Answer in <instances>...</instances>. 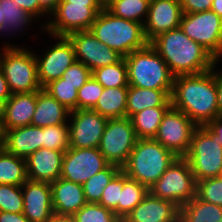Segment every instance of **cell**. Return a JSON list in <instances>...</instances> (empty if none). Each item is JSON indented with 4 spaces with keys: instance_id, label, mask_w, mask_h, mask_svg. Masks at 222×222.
I'll list each match as a JSON object with an SVG mask.
<instances>
[{
    "instance_id": "30",
    "label": "cell",
    "mask_w": 222,
    "mask_h": 222,
    "mask_svg": "<svg viewBox=\"0 0 222 222\" xmlns=\"http://www.w3.org/2000/svg\"><path fill=\"white\" fill-rule=\"evenodd\" d=\"M27 178L26 159L0 150V184L22 186Z\"/></svg>"
},
{
    "instance_id": "15",
    "label": "cell",
    "mask_w": 222,
    "mask_h": 222,
    "mask_svg": "<svg viewBox=\"0 0 222 222\" xmlns=\"http://www.w3.org/2000/svg\"><path fill=\"white\" fill-rule=\"evenodd\" d=\"M70 147L98 148L108 119L92 109L70 111Z\"/></svg>"
},
{
    "instance_id": "50",
    "label": "cell",
    "mask_w": 222,
    "mask_h": 222,
    "mask_svg": "<svg viewBox=\"0 0 222 222\" xmlns=\"http://www.w3.org/2000/svg\"><path fill=\"white\" fill-rule=\"evenodd\" d=\"M59 2H68L72 4H86V6H102L98 0H60Z\"/></svg>"
},
{
    "instance_id": "25",
    "label": "cell",
    "mask_w": 222,
    "mask_h": 222,
    "mask_svg": "<svg viewBox=\"0 0 222 222\" xmlns=\"http://www.w3.org/2000/svg\"><path fill=\"white\" fill-rule=\"evenodd\" d=\"M172 91L129 86L126 102V117L152 107H171Z\"/></svg>"
},
{
    "instance_id": "56",
    "label": "cell",
    "mask_w": 222,
    "mask_h": 222,
    "mask_svg": "<svg viewBox=\"0 0 222 222\" xmlns=\"http://www.w3.org/2000/svg\"><path fill=\"white\" fill-rule=\"evenodd\" d=\"M1 6H0V33L2 34V29H3V26H2V24H3V16H4V12L3 11H1Z\"/></svg>"
},
{
    "instance_id": "2",
    "label": "cell",
    "mask_w": 222,
    "mask_h": 222,
    "mask_svg": "<svg viewBox=\"0 0 222 222\" xmlns=\"http://www.w3.org/2000/svg\"><path fill=\"white\" fill-rule=\"evenodd\" d=\"M149 44L166 62L174 77L200 74L216 65V58L185 35L180 27L159 34Z\"/></svg>"
},
{
    "instance_id": "35",
    "label": "cell",
    "mask_w": 222,
    "mask_h": 222,
    "mask_svg": "<svg viewBox=\"0 0 222 222\" xmlns=\"http://www.w3.org/2000/svg\"><path fill=\"white\" fill-rule=\"evenodd\" d=\"M82 86L62 83V78H59L47 84L43 89L69 111H73L77 109L78 90Z\"/></svg>"
},
{
    "instance_id": "27",
    "label": "cell",
    "mask_w": 222,
    "mask_h": 222,
    "mask_svg": "<svg viewBox=\"0 0 222 222\" xmlns=\"http://www.w3.org/2000/svg\"><path fill=\"white\" fill-rule=\"evenodd\" d=\"M222 207L195 196L180 207L179 222H220Z\"/></svg>"
},
{
    "instance_id": "24",
    "label": "cell",
    "mask_w": 222,
    "mask_h": 222,
    "mask_svg": "<svg viewBox=\"0 0 222 222\" xmlns=\"http://www.w3.org/2000/svg\"><path fill=\"white\" fill-rule=\"evenodd\" d=\"M70 111L43 88L36 91V108L31 125L48 127L68 122Z\"/></svg>"
},
{
    "instance_id": "48",
    "label": "cell",
    "mask_w": 222,
    "mask_h": 222,
    "mask_svg": "<svg viewBox=\"0 0 222 222\" xmlns=\"http://www.w3.org/2000/svg\"><path fill=\"white\" fill-rule=\"evenodd\" d=\"M12 93L9 89L8 83L0 70V98L6 101L11 97Z\"/></svg>"
},
{
    "instance_id": "11",
    "label": "cell",
    "mask_w": 222,
    "mask_h": 222,
    "mask_svg": "<svg viewBox=\"0 0 222 222\" xmlns=\"http://www.w3.org/2000/svg\"><path fill=\"white\" fill-rule=\"evenodd\" d=\"M180 28L216 59L222 52V19L213 11L183 13Z\"/></svg>"
},
{
    "instance_id": "41",
    "label": "cell",
    "mask_w": 222,
    "mask_h": 222,
    "mask_svg": "<svg viewBox=\"0 0 222 222\" xmlns=\"http://www.w3.org/2000/svg\"><path fill=\"white\" fill-rule=\"evenodd\" d=\"M122 188L123 171L120 170L103 190L102 197L98 203L113 211L118 206Z\"/></svg>"
},
{
    "instance_id": "43",
    "label": "cell",
    "mask_w": 222,
    "mask_h": 222,
    "mask_svg": "<svg viewBox=\"0 0 222 222\" xmlns=\"http://www.w3.org/2000/svg\"><path fill=\"white\" fill-rule=\"evenodd\" d=\"M213 0H180L183 13L210 11Z\"/></svg>"
},
{
    "instance_id": "6",
    "label": "cell",
    "mask_w": 222,
    "mask_h": 222,
    "mask_svg": "<svg viewBox=\"0 0 222 222\" xmlns=\"http://www.w3.org/2000/svg\"><path fill=\"white\" fill-rule=\"evenodd\" d=\"M35 52L21 46L5 44L0 58V70L9 89L14 93H31L39 91Z\"/></svg>"
},
{
    "instance_id": "49",
    "label": "cell",
    "mask_w": 222,
    "mask_h": 222,
    "mask_svg": "<svg viewBox=\"0 0 222 222\" xmlns=\"http://www.w3.org/2000/svg\"><path fill=\"white\" fill-rule=\"evenodd\" d=\"M60 0H39L40 6L50 14L57 6Z\"/></svg>"
},
{
    "instance_id": "42",
    "label": "cell",
    "mask_w": 222,
    "mask_h": 222,
    "mask_svg": "<svg viewBox=\"0 0 222 222\" xmlns=\"http://www.w3.org/2000/svg\"><path fill=\"white\" fill-rule=\"evenodd\" d=\"M92 76L91 70L82 62L75 61L62 75V83L71 85H84Z\"/></svg>"
},
{
    "instance_id": "20",
    "label": "cell",
    "mask_w": 222,
    "mask_h": 222,
    "mask_svg": "<svg viewBox=\"0 0 222 222\" xmlns=\"http://www.w3.org/2000/svg\"><path fill=\"white\" fill-rule=\"evenodd\" d=\"M65 152L40 148L26 158L27 178L52 183L61 175Z\"/></svg>"
},
{
    "instance_id": "4",
    "label": "cell",
    "mask_w": 222,
    "mask_h": 222,
    "mask_svg": "<svg viewBox=\"0 0 222 222\" xmlns=\"http://www.w3.org/2000/svg\"><path fill=\"white\" fill-rule=\"evenodd\" d=\"M178 158L154 138L137 139L121 170L139 183L152 186Z\"/></svg>"
},
{
    "instance_id": "22",
    "label": "cell",
    "mask_w": 222,
    "mask_h": 222,
    "mask_svg": "<svg viewBox=\"0 0 222 222\" xmlns=\"http://www.w3.org/2000/svg\"><path fill=\"white\" fill-rule=\"evenodd\" d=\"M36 108V91L14 93L6 101L3 123L5 131L31 125Z\"/></svg>"
},
{
    "instance_id": "21",
    "label": "cell",
    "mask_w": 222,
    "mask_h": 222,
    "mask_svg": "<svg viewBox=\"0 0 222 222\" xmlns=\"http://www.w3.org/2000/svg\"><path fill=\"white\" fill-rule=\"evenodd\" d=\"M50 185L52 205L56 215L73 216L87 203L81 184L60 177Z\"/></svg>"
},
{
    "instance_id": "10",
    "label": "cell",
    "mask_w": 222,
    "mask_h": 222,
    "mask_svg": "<svg viewBox=\"0 0 222 222\" xmlns=\"http://www.w3.org/2000/svg\"><path fill=\"white\" fill-rule=\"evenodd\" d=\"M102 9V6L59 2L49 14L52 18L40 27L53 36H67L75 31L89 30Z\"/></svg>"
},
{
    "instance_id": "9",
    "label": "cell",
    "mask_w": 222,
    "mask_h": 222,
    "mask_svg": "<svg viewBox=\"0 0 222 222\" xmlns=\"http://www.w3.org/2000/svg\"><path fill=\"white\" fill-rule=\"evenodd\" d=\"M136 141L137 137L130 118L108 119L98 149L109 164L122 168Z\"/></svg>"
},
{
    "instance_id": "34",
    "label": "cell",
    "mask_w": 222,
    "mask_h": 222,
    "mask_svg": "<svg viewBox=\"0 0 222 222\" xmlns=\"http://www.w3.org/2000/svg\"><path fill=\"white\" fill-rule=\"evenodd\" d=\"M120 170L119 166L109 164L105 169L90 177L82 185L86 202L98 203L103 190Z\"/></svg>"
},
{
    "instance_id": "31",
    "label": "cell",
    "mask_w": 222,
    "mask_h": 222,
    "mask_svg": "<svg viewBox=\"0 0 222 222\" xmlns=\"http://www.w3.org/2000/svg\"><path fill=\"white\" fill-rule=\"evenodd\" d=\"M0 6L2 8L1 11L4 12L2 33H7V36L11 33V35H14L13 32L23 31L27 29L28 25H32V21H37L33 16L16 5L14 0H0Z\"/></svg>"
},
{
    "instance_id": "16",
    "label": "cell",
    "mask_w": 222,
    "mask_h": 222,
    "mask_svg": "<svg viewBox=\"0 0 222 222\" xmlns=\"http://www.w3.org/2000/svg\"><path fill=\"white\" fill-rule=\"evenodd\" d=\"M67 37L74 47L76 60L91 72L115 64L122 58L115 50L101 43L90 30L75 31Z\"/></svg>"
},
{
    "instance_id": "29",
    "label": "cell",
    "mask_w": 222,
    "mask_h": 222,
    "mask_svg": "<svg viewBox=\"0 0 222 222\" xmlns=\"http://www.w3.org/2000/svg\"><path fill=\"white\" fill-rule=\"evenodd\" d=\"M170 107H152L133 114L130 119L137 139L154 138L164 115Z\"/></svg>"
},
{
    "instance_id": "55",
    "label": "cell",
    "mask_w": 222,
    "mask_h": 222,
    "mask_svg": "<svg viewBox=\"0 0 222 222\" xmlns=\"http://www.w3.org/2000/svg\"><path fill=\"white\" fill-rule=\"evenodd\" d=\"M99 3L102 5L103 8L107 7L111 2L114 0H98Z\"/></svg>"
},
{
    "instance_id": "44",
    "label": "cell",
    "mask_w": 222,
    "mask_h": 222,
    "mask_svg": "<svg viewBox=\"0 0 222 222\" xmlns=\"http://www.w3.org/2000/svg\"><path fill=\"white\" fill-rule=\"evenodd\" d=\"M16 5L23 9L26 13H29L35 19L41 16L49 14L40 6L39 0H14Z\"/></svg>"
},
{
    "instance_id": "38",
    "label": "cell",
    "mask_w": 222,
    "mask_h": 222,
    "mask_svg": "<svg viewBox=\"0 0 222 222\" xmlns=\"http://www.w3.org/2000/svg\"><path fill=\"white\" fill-rule=\"evenodd\" d=\"M196 196L205 202L222 207V176L197 181Z\"/></svg>"
},
{
    "instance_id": "17",
    "label": "cell",
    "mask_w": 222,
    "mask_h": 222,
    "mask_svg": "<svg viewBox=\"0 0 222 222\" xmlns=\"http://www.w3.org/2000/svg\"><path fill=\"white\" fill-rule=\"evenodd\" d=\"M182 15L180 0H152L143 24L146 40L180 27Z\"/></svg>"
},
{
    "instance_id": "51",
    "label": "cell",
    "mask_w": 222,
    "mask_h": 222,
    "mask_svg": "<svg viewBox=\"0 0 222 222\" xmlns=\"http://www.w3.org/2000/svg\"><path fill=\"white\" fill-rule=\"evenodd\" d=\"M50 222H77L71 215H56L51 218Z\"/></svg>"
},
{
    "instance_id": "47",
    "label": "cell",
    "mask_w": 222,
    "mask_h": 222,
    "mask_svg": "<svg viewBox=\"0 0 222 222\" xmlns=\"http://www.w3.org/2000/svg\"><path fill=\"white\" fill-rule=\"evenodd\" d=\"M215 80H216V88H217V105L219 116H222V69H215Z\"/></svg>"
},
{
    "instance_id": "28",
    "label": "cell",
    "mask_w": 222,
    "mask_h": 222,
    "mask_svg": "<svg viewBox=\"0 0 222 222\" xmlns=\"http://www.w3.org/2000/svg\"><path fill=\"white\" fill-rule=\"evenodd\" d=\"M149 193V188L123 172V188L114 213L123 220Z\"/></svg>"
},
{
    "instance_id": "7",
    "label": "cell",
    "mask_w": 222,
    "mask_h": 222,
    "mask_svg": "<svg viewBox=\"0 0 222 222\" xmlns=\"http://www.w3.org/2000/svg\"><path fill=\"white\" fill-rule=\"evenodd\" d=\"M184 158L189 162L196 182L222 174V145L206 126L195 128Z\"/></svg>"
},
{
    "instance_id": "45",
    "label": "cell",
    "mask_w": 222,
    "mask_h": 222,
    "mask_svg": "<svg viewBox=\"0 0 222 222\" xmlns=\"http://www.w3.org/2000/svg\"><path fill=\"white\" fill-rule=\"evenodd\" d=\"M206 127L215 136L216 140L222 145V116L209 122Z\"/></svg>"
},
{
    "instance_id": "57",
    "label": "cell",
    "mask_w": 222,
    "mask_h": 222,
    "mask_svg": "<svg viewBox=\"0 0 222 222\" xmlns=\"http://www.w3.org/2000/svg\"><path fill=\"white\" fill-rule=\"evenodd\" d=\"M221 57H222V52H221V54L218 56V58L216 59V64H218V63L220 62Z\"/></svg>"
},
{
    "instance_id": "37",
    "label": "cell",
    "mask_w": 222,
    "mask_h": 222,
    "mask_svg": "<svg viewBox=\"0 0 222 222\" xmlns=\"http://www.w3.org/2000/svg\"><path fill=\"white\" fill-rule=\"evenodd\" d=\"M73 217L77 222H122L114 211L94 202H87Z\"/></svg>"
},
{
    "instance_id": "13",
    "label": "cell",
    "mask_w": 222,
    "mask_h": 222,
    "mask_svg": "<svg viewBox=\"0 0 222 222\" xmlns=\"http://www.w3.org/2000/svg\"><path fill=\"white\" fill-rule=\"evenodd\" d=\"M57 40L46 53L35 55L38 80L41 88L52 81L58 80L76 60L74 47L67 36H51Z\"/></svg>"
},
{
    "instance_id": "54",
    "label": "cell",
    "mask_w": 222,
    "mask_h": 222,
    "mask_svg": "<svg viewBox=\"0 0 222 222\" xmlns=\"http://www.w3.org/2000/svg\"><path fill=\"white\" fill-rule=\"evenodd\" d=\"M5 106H6V100L0 98V120H3Z\"/></svg>"
},
{
    "instance_id": "14",
    "label": "cell",
    "mask_w": 222,
    "mask_h": 222,
    "mask_svg": "<svg viewBox=\"0 0 222 222\" xmlns=\"http://www.w3.org/2000/svg\"><path fill=\"white\" fill-rule=\"evenodd\" d=\"M109 163L98 148H72L65 152L60 177L83 185Z\"/></svg>"
},
{
    "instance_id": "32",
    "label": "cell",
    "mask_w": 222,
    "mask_h": 222,
    "mask_svg": "<svg viewBox=\"0 0 222 222\" xmlns=\"http://www.w3.org/2000/svg\"><path fill=\"white\" fill-rule=\"evenodd\" d=\"M149 4L146 0H114L105 8L117 17L144 24Z\"/></svg>"
},
{
    "instance_id": "33",
    "label": "cell",
    "mask_w": 222,
    "mask_h": 222,
    "mask_svg": "<svg viewBox=\"0 0 222 222\" xmlns=\"http://www.w3.org/2000/svg\"><path fill=\"white\" fill-rule=\"evenodd\" d=\"M92 77L104 88L129 87L127 66L124 57L115 64L92 71Z\"/></svg>"
},
{
    "instance_id": "39",
    "label": "cell",
    "mask_w": 222,
    "mask_h": 222,
    "mask_svg": "<svg viewBox=\"0 0 222 222\" xmlns=\"http://www.w3.org/2000/svg\"><path fill=\"white\" fill-rule=\"evenodd\" d=\"M0 211L23 213L21 186L0 184Z\"/></svg>"
},
{
    "instance_id": "26",
    "label": "cell",
    "mask_w": 222,
    "mask_h": 222,
    "mask_svg": "<svg viewBox=\"0 0 222 222\" xmlns=\"http://www.w3.org/2000/svg\"><path fill=\"white\" fill-rule=\"evenodd\" d=\"M127 92L128 87L104 88L92 110L107 119L126 117Z\"/></svg>"
},
{
    "instance_id": "8",
    "label": "cell",
    "mask_w": 222,
    "mask_h": 222,
    "mask_svg": "<svg viewBox=\"0 0 222 222\" xmlns=\"http://www.w3.org/2000/svg\"><path fill=\"white\" fill-rule=\"evenodd\" d=\"M149 192L163 200L176 204L179 208L196 196V180L189 162L178 157L149 187Z\"/></svg>"
},
{
    "instance_id": "52",
    "label": "cell",
    "mask_w": 222,
    "mask_h": 222,
    "mask_svg": "<svg viewBox=\"0 0 222 222\" xmlns=\"http://www.w3.org/2000/svg\"><path fill=\"white\" fill-rule=\"evenodd\" d=\"M211 11L215 12L222 19V0H213Z\"/></svg>"
},
{
    "instance_id": "5",
    "label": "cell",
    "mask_w": 222,
    "mask_h": 222,
    "mask_svg": "<svg viewBox=\"0 0 222 222\" xmlns=\"http://www.w3.org/2000/svg\"><path fill=\"white\" fill-rule=\"evenodd\" d=\"M124 59L129 86L172 91L174 76L166 62L149 43Z\"/></svg>"
},
{
    "instance_id": "19",
    "label": "cell",
    "mask_w": 222,
    "mask_h": 222,
    "mask_svg": "<svg viewBox=\"0 0 222 222\" xmlns=\"http://www.w3.org/2000/svg\"><path fill=\"white\" fill-rule=\"evenodd\" d=\"M180 208L150 192L122 222H179Z\"/></svg>"
},
{
    "instance_id": "40",
    "label": "cell",
    "mask_w": 222,
    "mask_h": 222,
    "mask_svg": "<svg viewBox=\"0 0 222 222\" xmlns=\"http://www.w3.org/2000/svg\"><path fill=\"white\" fill-rule=\"evenodd\" d=\"M103 89L104 87L91 76L78 90L77 109H93Z\"/></svg>"
},
{
    "instance_id": "36",
    "label": "cell",
    "mask_w": 222,
    "mask_h": 222,
    "mask_svg": "<svg viewBox=\"0 0 222 222\" xmlns=\"http://www.w3.org/2000/svg\"><path fill=\"white\" fill-rule=\"evenodd\" d=\"M69 122L42 128V147L66 152L70 147Z\"/></svg>"
},
{
    "instance_id": "3",
    "label": "cell",
    "mask_w": 222,
    "mask_h": 222,
    "mask_svg": "<svg viewBox=\"0 0 222 222\" xmlns=\"http://www.w3.org/2000/svg\"><path fill=\"white\" fill-rule=\"evenodd\" d=\"M89 30L101 43L122 57L149 43L144 35L143 24L117 17L106 8L98 13Z\"/></svg>"
},
{
    "instance_id": "53",
    "label": "cell",
    "mask_w": 222,
    "mask_h": 222,
    "mask_svg": "<svg viewBox=\"0 0 222 222\" xmlns=\"http://www.w3.org/2000/svg\"><path fill=\"white\" fill-rule=\"evenodd\" d=\"M5 136L6 131L4 128V123L2 120H0V146H5Z\"/></svg>"
},
{
    "instance_id": "12",
    "label": "cell",
    "mask_w": 222,
    "mask_h": 222,
    "mask_svg": "<svg viewBox=\"0 0 222 222\" xmlns=\"http://www.w3.org/2000/svg\"><path fill=\"white\" fill-rule=\"evenodd\" d=\"M196 127L184 112L171 106L161 120L154 139L178 157H184Z\"/></svg>"
},
{
    "instance_id": "46",
    "label": "cell",
    "mask_w": 222,
    "mask_h": 222,
    "mask_svg": "<svg viewBox=\"0 0 222 222\" xmlns=\"http://www.w3.org/2000/svg\"><path fill=\"white\" fill-rule=\"evenodd\" d=\"M0 222H31L23 213L0 211Z\"/></svg>"
},
{
    "instance_id": "23",
    "label": "cell",
    "mask_w": 222,
    "mask_h": 222,
    "mask_svg": "<svg viewBox=\"0 0 222 222\" xmlns=\"http://www.w3.org/2000/svg\"><path fill=\"white\" fill-rule=\"evenodd\" d=\"M42 148V127L27 125L6 131L4 149L17 157L26 159Z\"/></svg>"
},
{
    "instance_id": "18",
    "label": "cell",
    "mask_w": 222,
    "mask_h": 222,
    "mask_svg": "<svg viewBox=\"0 0 222 222\" xmlns=\"http://www.w3.org/2000/svg\"><path fill=\"white\" fill-rule=\"evenodd\" d=\"M21 187L23 214L31 222H50L54 216L50 183L28 179Z\"/></svg>"
},
{
    "instance_id": "1",
    "label": "cell",
    "mask_w": 222,
    "mask_h": 222,
    "mask_svg": "<svg viewBox=\"0 0 222 222\" xmlns=\"http://www.w3.org/2000/svg\"><path fill=\"white\" fill-rule=\"evenodd\" d=\"M207 72L174 77L171 104L197 126H206L219 116L215 68Z\"/></svg>"
}]
</instances>
